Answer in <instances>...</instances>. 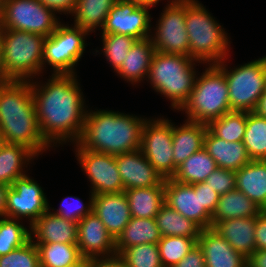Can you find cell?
Instances as JSON below:
<instances>
[{"mask_svg":"<svg viewBox=\"0 0 266 267\" xmlns=\"http://www.w3.org/2000/svg\"><path fill=\"white\" fill-rule=\"evenodd\" d=\"M117 0H77L74 16V26L90 33L101 30L109 11Z\"/></svg>","mask_w":266,"mask_h":267,"instance_id":"cell-32","label":"cell"},{"mask_svg":"<svg viewBox=\"0 0 266 267\" xmlns=\"http://www.w3.org/2000/svg\"><path fill=\"white\" fill-rule=\"evenodd\" d=\"M247 122L246 111H231L211 121L208 129L217 137L228 142H242Z\"/></svg>","mask_w":266,"mask_h":267,"instance_id":"cell-37","label":"cell"},{"mask_svg":"<svg viewBox=\"0 0 266 267\" xmlns=\"http://www.w3.org/2000/svg\"><path fill=\"white\" fill-rule=\"evenodd\" d=\"M253 112L259 116L266 118V90L264 91L262 96L259 98L256 108L254 109Z\"/></svg>","mask_w":266,"mask_h":267,"instance_id":"cell-52","label":"cell"},{"mask_svg":"<svg viewBox=\"0 0 266 267\" xmlns=\"http://www.w3.org/2000/svg\"><path fill=\"white\" fill-rule=\"evenodd\" d=\"M77 246L84 259L96 260L117 255L114 237L94 212L78 222Z\"/></svg>","mask_w":266,"mask_h":267,"instance_id":"cell-15","label":"cell"},{"mask_svg":"<svg viewBox=\"0 0 266 267\" xmlns=\"http://www.w3.org/2000/svg\"><path fill=\"white\" fill-rule=\"evenodd\" d=\"M205 7L198 0H186L189 57L200 64L216 65L228 57L231 38Z\"/></svg>","mask_w":266,"mask_h":267,"instance_id":"cell-3","label":"cell"},{"mask_svg":"<svg viewBox=\"0 0 266 267\" xmlns=\"http://www.w3.org/2000/svg\"><path fill=\"white\" fill-rule=\"evenodd\" d=\"M156 223L160 235L184 236L193 238L196 242L200 236L201 228L192 220L186 219L182 214L175 211L168 204H164L156 215Z\"/></svg>","mask_w":266,"mask_h":267,"instance_id":"cell-33","label":"cell"},{"mask_svg":"<svg viewBox=\"0 0 266 267\" xmlns=\"http://www.w3.org/2000/svg\"><path fill=\"white\" fill-rule=\"evenodd\" d=\"M41 267H71L83 258L77 244H36Z\"/></svg>","mask_w":266,"mask_h":267,"instance_id":"cell-35","label":"cell"},{"mask_svg":"<svg viewBox=\"0 0 266 267\" xmlns=\"http://www.w3.org/2000/svg\"><path fill=\"white\" fill-rule=\"evenodd\" d=\"M44 7L57 14L72 15L77 4V0H38Z\"/></svg>","mask_w":266,"mask_h":267,"instance_id":"cell-46","label":"cell"},{"mask_svg":"<svg viewBox=\"0 0 266 267\" xmlns=\"http://www.w3.org/2000/svg\"><path fill=\"white\" fill-rule=\"evenodd\" d=\"M128 199L131 217L156 218L165 204V185L124 190Z\"/></svg>","mask_w":266,"mask_h":267,"instance_id":"cell-30","label":"cell"},{"mask_svg":"<svg viewBox=\"0 0 266 267\" xmlns=\"http://www.w3.org/2000/svg\"><path fill=\"white\" fill-rule=\"evenodd\" d=\"M207 66L200 75L197 74L188 100L178 110L185 112L186 120L206 125L231 112L224 73L216 65Z\"/></svg>","mask_w":266,"mask_h":267,"instance_id":"cell-5","label":"cell"},{"mask_svg":"<svg viewBox=\"0 0 266 267\" xmlns=\"http://www.w3.org/2000/svg\"><path fill=\"white\" fill-rule=\"evenodd\" d=\"M116 163L124 190L165 185V179L155 170L140 149L116 155Z\"/></svg>","mask_w":266,"mask_h":267,"instance_id":"cell-17","label":"cell"},{"mask_svg":"<svg viewBox=\"0 0 266 267\" xmlns=\"http://www.w3.org/2000/svg\"><path fill=\"white\" fill-rule=\"evenodd\" d=\"M167 2L156 22V27L151 29L150 40L155 51L189 57V39L185 23L186 0H167Z\"/></svg>","mask_w":266,"mask_h":267,"instance_id":"cell-10","label":"cell"},{"mask_svg":"<svg viewBox=\"0 0 266 267\" xmlns=\"http://www.w3.org/2000/svg\"><path fill=\"white\" fill-rule=\"evenodd\" d=\"M30 239V227L23 225L22 220L0 217V256L23 246Z\"/></svg>","mask_w":266,"mask_h":267,"instance_id":"cell-38","label":"cell"},{"mask_svg":"<svg viewBox=\"0 0 266 267\" xmlns=\"http://www.w3.org/2000/svg\"><path fill=\"white\" fill-rule=\"evenodd\" d=\"M37 157L25 145L5 143L0 148V183L11 186L14 180L27 175L25 168Z\"/></svg>","mask_w":266,"mask_h":267,"instance_id":"cell-28","label":"cell"},{"mask_svg":"<svg viewBox=\"0 0 266 267\" xmlns=\"http://www.w3.org/2000/svg\"><path fill=\"white\" fill-rule=\"evenodd\" d=\"M197 244L202 250L206 267H247V258L213 228L201 230Z\"/></svg>","mask_w":266,"mask_h":267,"instance_id":"cell-21","label":"cell"},{"mask_svg":"<svg viewBox=\"0 0 266 267\" xmlns=\"http://www.w3.org/2000/svg\"><path fill=\"white\" fill-rule=\"evenodd\" d=\"M15 116H37L27 80H11L0 86V119Z\"/></svg>","mask_w":266,"mask_h":267,"instance_id":"cell-23","label":"cell"},{"mask_svg":"<svg viewBox=\"0 0 266 267\" xmlns=\"http://www.w3.org/2000/svg\"><path fill=\"white\" fill-rule=\"evenodd\" d=\"M261 211L243 192L234 189L220 196L212 221L257 216Z\"/></svg>","mask_w":266,"mask_h":267,"instance_id":"cell-31","label":"cell"},{"mask_svg":"<svg viewBox=\"0 0 266 267\" xmlns=\"http://www.w3.org/2000/svg\"><path fill=\"white\" fill-rule=\"evenodd\" d=\"M165 203L202 230L212 228V216L201 206L200 191L194 185L165 179Z\"/></svg>","mask_w":266,"mask_h":267,"instance_id":"cell-16","label":"cell"},{"mask_svg":"<svg viewBox=\"0 0 266 267\" xmlns=\"http://www.w3.org/2000/svg\"><path fill=\"white\" fill-rule=\"evenodd\" d=\"M93 212L116 239L131 219L128 199L124 192L94 194Z\"/></svg>","mask_w":266,"mask_h":267,"instance_id":"cell-20","label":"cell"},{"mask_svg":"<svg viewBox=\"0 0 266 267\" xmlns=\"http://www.w3.org/2000/svg\"><path fill=\"white\" fill-rule=\"evenodd\" d=\"M101 40V54L116 72L137 39L128 35L101 34Z\"/></svg>","mask_w":266,"mask_h":267,"instance_id":"cell-39","label":"cell"},{"mask_svg":"<svg viewBox=\"0 0 266 267\" xmlns=\"http://www.w3.org/2000/svg\"><path fill=\"white\" fill-rule=\"evenodd\" d=\"M251 160H266V118L247 112L243 141Z\"/></svg>","mask_w":266,"mask_h":267,"instance_id":"cell-36","label":"cell"},{"mask_svg":"<svg viewBox=\"0 0 266 267\" xmlns=\"http://www.w3.org/2000/svg\"><path fill=\"white\" fill-rule=\"evenodd\" d=\"M5 144V140H4V137H3V134L0 130V148Z\"/></svg>","mask_w":266,"mask_h":267,"instance_id":"cell-56","label":"cell"},{"mask_svg":"<svg viewBox=\"0 0 266 267\" xmlns=\"http://www.w3.org/2000/svg\"><path fill=\"white\" fill-rule=\"evenodd\" d=\"M207 128L206 124L188 120H185L180 126L173 122L174 175L181 163L204 147V136Z\"/></svg>","mask_w":266,"mask_h":267,"instance_id":"cell-26","label":"cell"},{"mask_svg":"<svg viewBox=\"0 0 266 267\" xmlns=\"http://www.w3.org/2000/svg\"><path fill=\"white\" fill-rule=\"evenodd\" d=\"M45 39L43 35L26 31L0 29L4 72L11 80L42 77Z\"/></svg>","mask_w":266,"mask_h":267,"instance_id":"cell-6","label":"cell"},{"mask_svg":"<svg viewBox=\"0 0 266 267\" xmlns=\"http://www.w3.org/2000/svg\"><path fill=\"white\" fill-rule=\"evenodd\" d=\"M167 117L147 118L142 129L140 150L163 179L174 176L173 122Z\"/></svg>","mask_w":266,"mask_h":267,"instance_id":"cell-11","label":"cell"},{"mask_svg":"<svg viewBox=\"0 0 266 267\" xmlns=\"http://www.w3.org/2000/svg\"><path fill=\"white\" fill-rule=\"evenodd\" d=\"M89 196L87 204H84L77 196H66L61 200L58 209L51 208L49 204L48 210H52L51 212L53 214L63 217L64 219L78 223L81 218L93 212L94 194L90 192Z\"/></svg>","mask_w":266,"mask_h":267,"instance_id":"cell-43","label":"cell"},{"mask_svg":"<svg viewBox=\"0 0 266 267\" xmlns=\"http://www.w3.org/2000/svg\"><path fill=\"white\" fill-rule=\"evenodd\" d=\"M91 266H92V260L83 258L79 263L71 267H91Z\"/></svg>","mask_w":266,"mask_h":267,"instance_id":"cell-55","label":"cell"},{"mask_svg":"<svg viewBox=\"0 0 266 267\" xmlns=\"http://www.w3.org/2000/svg\"><path fill=\"white\" fill-rule=\"evenodd\" d=\"M9 187L10 186L0 183V217H5Z\"/></svg>","mask_w":266,"mask_h":267,"instance_id":"cell-51","label":"cell"},{"mask_svg":"<svg viewBox=\"0 0 266 267\" xmlns=\"http://www.w3.org/2000/svg\"><path fill=\"white\" fill-rule=\"evenodd\" d=\"M151 7L128 0H117L108 13L101 34L128 35L137 40L150 37L153 17Z\"/></svg>","mask_w":266,"mask_h":267,"instance_id":"cell-14","label":"cell"},{"mask_svg":"<svg viewBox=\"0 0 266 267\" xmlns=\"http://www.w3.org/2000/svg\"><path fill=\"white\" fill-rule=\"evenodd\" d=\"M161 237L155 218L131 217L115 239L116 254L118 256L124 249L139 244H158Z\"/></svg>","mask_w":266,"mask_h":267,"instance_id":"cell-29","label":"cell"},{"mask_svg":"<svg viewBox=\"0 0 266 267\" xmlns=\"http://www.w3.org/2000/svg\"><path fill=\"white\" fill-rule=\"evenodd\" d=\"M216 168L215 160L203 147L181 163L172 178L178 182L193 185L205 182L208 175Z\"/></svg>","mask_w":266,"mask_h":267,"instance_id":"cell-34","label":"cell"},{"mask_svg":"<svg viewBox=\"0 0 266 267\" xmlns=\"http://www.w3.org/2000/svg\"><path fill=\"white\" fill-rule=\"evenodd\" d=\"M200 191L201 206L212 216L220 195L206 182L193 184Z\"/></svg>","mask_w":266,"mask_h":267,"instance_id":"cell-45","label":"cell"},{"mask_svg":"<svg viewBox=\"0 0 266 267\" xmlns=\"http://www.w3.org/2000/svg\"><path fill=\"white\" fill-rule=\"evenodd\" d=\"M74 145L75 156L86 174L93 194L124 192V185L117 168L116 155L83 149Z\"/></svg>","mask_w":266,"mask_h":267,"instance_id":"cell-12","label":"cell"},{"mask_svg":"<svg viewBox=\"0 0 266 267\" xmlns=\"http://www.w3.org/2000/svg\"><path fill=\"white\" fill-rule=\"evenodd\" d=\"M172 267H206L205 258L199 245L193 246L184 258Z\"/></svg>","mask_w":266,"mask_h":267,"instance_id":"cell-47","label":"cell"},{"mask_svg":"<svg viewBox=\"0 0 266 267\" xmlns=\"http://www.w3.org/2000/svg\"><path fill=\"white\" fill-rule=\"evenodd\" d=\"M193 238L184 236H164L158 242L163 267L176 265L195 246Z\"/></svg>","mask_w":266,"mask_h":267,"instance_id":"cell-40","label":"cell"},{"mask_svg":"<svg viewBox=\"0 0 266 267\" xmlns=\"http://www.w3.org/2000/svg\"><path fill=\"white\" fill-rule=\"evenodd\" d=\"M91 267H127L125 263L116 255L110 258L92 260Z\"/></svg>","mask_w":266,"mask_h":267,"instance_id":"cell-49","label":"cell"},{"mask_svg":"<svg viewBox=\"0 0 266 267\" xmlns=\"http://www.w3.org/2000/svg\"><path fill=\"white\" fill-rule=\"evenodd\" d=\"M155 52L150 37L136 40L120 68L114 73H117V76L123 78L127 83L138 86L143 80H147Z\"/></svg>","mask_w":266,"mask_h":267,"instance_id":"cell-24","label":"cell"},{"mask_svg":"<svg viewBox=\"0 0 266 267\" xmlns=\"http://www.w3.org/2000/svg\"><path fill=\"white\" fill-rule=\"evenodd\" d=\"M0 130L5 143L22 144L38 157L52 147L42 136L37 116H15L0 119Z\"/></svg>","mask_w":266,"mask_h":267,"instance_id":"cell-18","label":"cell"},{"mask_svg":"<svg viewBox=\"0 0 266 267\" xmlns=\"http://www.w3.org/2000/svg\"><path fill=\"white\" fill-rule=\"evenodd\" d=\"M9 81H11V79L4 72V65H3V59H2V47H1V41H0V86L8 83Z\"/></svg>","mask_w":266,"mask_h":267,"instance_id":"cell-53","label":"cell"},{"mask_svg":"<svg viewBox=\"0 0 266 267\" xmlns=\"http://www.w3.org/2000/svg\"><path fill=\"white\" fill-rule=\"evenodd\" d=\"M2 5H3V0H0V16H1V13H2Z\"/></svg>","mask_w":266,"mask_h":267,"instance_id":"cell-57","label":"cell"},{"mask_svg":"<svg viewBox=\"0 0 266 267\" xmlns=\"http://www.w3.org/2000/svg\"><path fill=\"white\" fill-rule=\"evenodd\" d=\"M236 173V189L266 210V160H251Z\"/></svg>","mask_w":266,"mask_h":267,"instance_id":"cell-27","label":"cell"},{"mask_svg":"<svg viewBox=\"0 0 266 267\" xmlns=\"http://www.w3.org/2000/svg\"><path fill=\"white\" fill-rule=\"evenodd\" d=\"M247 267H266V250H256L247 258Z\"/></svg>","mask_w":266,"mask_h":267,"instance_id":"cell-50","label":"cell"},{"mask_svg":"<svg viewBox=\"0 0 266 267\" xmlns=\"http://www.w3.org/2000/svg\"><path fill=\"white\" fill-rule=\"evenodd\" d=\"M206 183L221 196L236 189V173L229 169L217 167L206 178Z\"/></svg>","mask_w":266,"mask_h":267,"instance_id":"cell-44","label":"cell"},{"mask_svg":"<svg viewBox=\"0 0 266 267\" xmlns=\"http://www.w3.org/2000/svg\"><path fill=\"white\" fill-rule=\"evenodd\" d=\"M255 225L256 216L212 221V228L245 258L256 251Z\"/></svg>","mask_w":266,"mask_h":267,"instance_id":"cell-22","label":"cell"},{"mask_svg":"<svg viewBox=\"0 0 266 267\" xmlns=\"http://www.w3.org/2000/svg\"><path fill=\"white\" fill-rule=\"evenodd\" d=\"M225 58L216 66L224 73L229 89L231 111L252 112L266 90V55L234 68Z\"/></svg>","mask_w":266,"mask_h":267,"instance_id":"cell-7","label":"cell"},{"mask_svg":"<svg viewBox=\"0 0 266 267\" xmlns=\"http://www.w3.org/2000/svg\"><path fill=\"white\" fill-rule=\"evenodd\" d=\"M77 77L52 74L46 82L29 80L40 132L52 148L81 137L88 105Z\"/></svg>","mask_w":266,"mask_h":267,"instance_id":"cell-1","label":"cell"},{"mask_svg":"<svg viewBox=\"0 0 266 267\" xmlns=\"http://www.w3.org/2000/svg\"><path fill=\"white\" fill-rule=\"evenodd\" d=\"M118 257L127 267H163L158 244H139L124 249Z\"/></svg>","mask_w":266,"mask_h":267,"instance_id":"cell-41","label":"cell"},{"mask_svg":"<svg viewBox=\"0 0 266 267\" xmlns=\"http://www.w3.org/2000/svg\"><path fill=\"white\" fill-rule=\"evenodd\" d=\"M88 35L90 32L85 29L61 22L45 39L43 71L49 65L51 74H77V64L89 45L86 41Z\"/></svg>","mask_w":266,"mask_h":267,"instance_id":"cell-8","label":"cell"},{"mask_svg":"<svg viewBox=\"0 0 266 267\" xmlns=\"http://www.w3.org/2000/svg\"><path fill=\"white\" fill-rule=\"evenodd\" d=\"M256 250H266V210L256 216L255 225Z\"/></svg>","mask_w":266,"mask_h":267,"instance_id":"cell-48","label":"cell"},{"mask_svg":"<svg viewBox=\"0 0 266 267\" xmlns=\"http://www.w3.org/2000/svg\"><path fill=\"white\" fill-rule=\"evenodd\" d=\"M61 23L38 0H3L0 29H15L48 37Z\"/></svg>","mask_w":266,"mask_h":267,"instance_id":"cell-9","label":"cell"},{"mask_svg":"<svg viewBox=\"0 0 266 267\" xmlns=\"http://www.w3.org/2000/svg\"><path fill=\"white\" fill-rule=\"evenodd\" d=\"M46 196L38 181L30 175L14 180L8 190L5 217L28 220L30 227L49 209Z\"/></svg>","mask_w":266,"mask_h":267,"instance_id":"cell-13","label":"cell"},{"mask_svg":"<svg viewBox=\"0 0 266 267\" xmlns=\"http://www.w3.org/2000/svg\"><path fill=\"white\" fill-rule=\"evenodd\" d=\"M0 267H41L37 245L30 239L23 246L0 256Z\"/></svg>","mask_w":266,"mask_h":267,"instance_id":"cell-42","label":"cell"},{"mask_svg":"<svg viewBox=\"0 0 266 267\" xmlns=\"http://www.w3.org/2000/svg\"><path fill=\"white\" fill-rule=\"evenodd\" d=\"M148 117L104 109H87L78 144L83 149L118 155L140 149Z\"/></svg>","mask_w":266,"mask_h":267,"instance_id":"cell-2","label":"cell"},{"mask_svg":"<svg viewBox=\"0 0 266 267\" xmlns=\"http://www.w3.org/2000/svg\"><path fill=\"white\" fill-rule=\"evenodd\" d=\"M30 233L35 244H77L78 223L47 210L30 226Z\"/></svg>","mask_w":266,"mask_h":267,"instance_id":"cell-19","label":"cell"},{"mask_svg":"<svg viewBox=\"0 0 266 267\" xmlns=\"http://www.w3.org/2000/svg\"><path fill=\"white\" fill-rule=\"evenodd\" d=\"M204 148L219 168L238 171L251 161L243 142L225 141L208 128L204 136Z\"/></svg>","mask_w":266,"mask_h":267,"instance_id":"cell-25","label":"cell"},{"mask_svg":"<svg viewBox=\"0 0 266 267\" xmlns=\"http://www.w3.org/2000/svg\"><path fill=\"white\" fill-rule=\"evenodd\" d=\"M128 1H132L138 4L139 6H148V7L153 8L154 6L156 7V5H158V3L161 0H128Z\"/></svg>","mask_w":266,"mask_h":267,"instance_id":"cell-54","label":"cell"},{"mask_svg":"<svg viewBox=\"0 0 266 267\" xmlns=\"http://www.w3.org/2000/svg\"><path fill=\"white\" fill-rule=\"evenodd\" d=\"M199 61L179 54L156 51L153 55L147 80L157 94L170 100L171 109L179 110L192 92Z\"/></svg>","mask_w":266,"mask_h":267,"instance_id":"cell-4","label":"cell"}]
</instances>
